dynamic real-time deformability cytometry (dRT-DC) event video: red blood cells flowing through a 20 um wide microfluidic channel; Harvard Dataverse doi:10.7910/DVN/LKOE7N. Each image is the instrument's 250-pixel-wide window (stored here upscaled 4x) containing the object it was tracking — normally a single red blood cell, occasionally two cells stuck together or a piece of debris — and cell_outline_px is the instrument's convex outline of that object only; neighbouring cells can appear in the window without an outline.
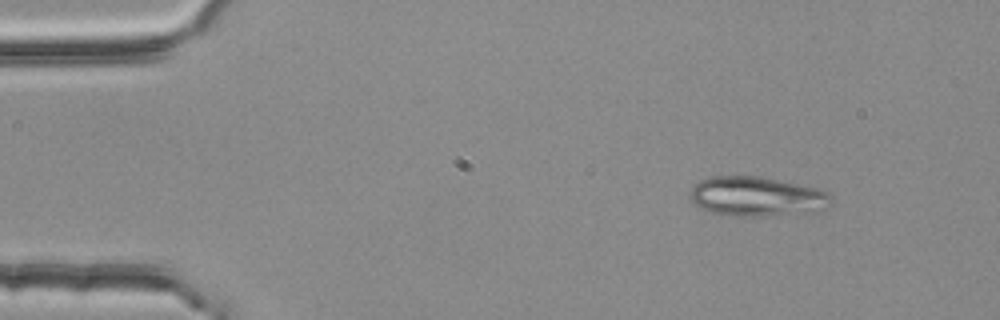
{"species": "common noctule bat (a hibernating species)", "species_latin": "Nyctalus noctula", "temperature_condition": "room temperature", "stored_images_in_passage": 49, "camera_frame_rate_fps": 3000, "um_per_image_px": 0.085, "animal": {"sex": "female", "body_mass_g": 25.1}, "frame": {"image": 1, "passage_image": 1, "time_ms": 0.0, "image_size_px": [1000, 320], "cell_outline_px": [[832, 204], [816, 212], [764, 216], [732, 216], [704, 212], [688, 196], [692, 188], [700, 180], [712, 176], [756, 176], [816, 188], [828, 192], [832, 196]], "centroid_in_image_um": [64.31, 16.72], "position_along_channel_um": 20.7, "area_um2": 32.71}}
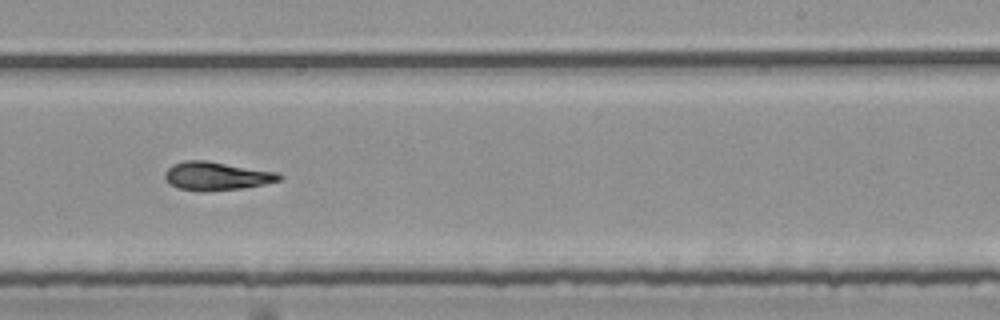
{"frame": {"image": 2, "passage_image": 28, "time_ms": 9.0, "image_size_px": [1000, 320], "cell_outline_px": [[284, 176], [280, 180], [264, 184], [244, 188], [208, 192], [200, 192], [176, 188], [164, 176], [164, 172], [172, 164], [184, 160], [208, 160], [280, 172]], "centroid_in_image_um": [18.44, 14.96], "position_along_channel_um": 270.6, "area_um2": 19.42}}
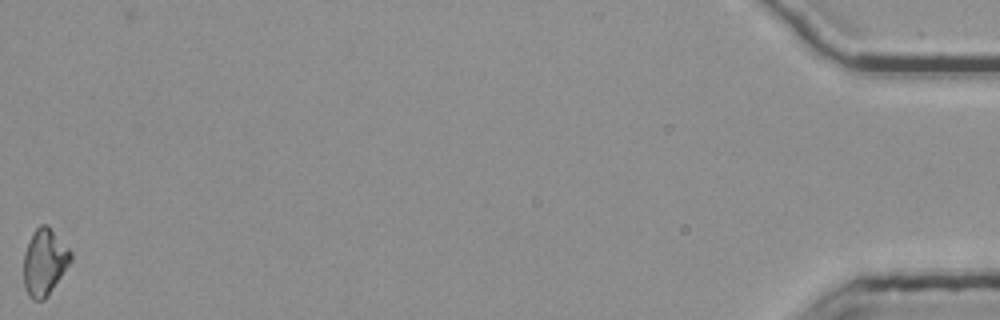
{"frame": {"image": 3, "passage_image": 49, "time_ms": 16.0, "image_size_px": [1000, 320], "cell_outline_px": [[72, 260], [48, 296], [44, 300], [32, 300], [28, 296], [24, 288], [24, 252], [32, 232], [40, 224], [48, 224], [72, 252]], "centroid_in_image_um": [3.78, 22.28], "position_along_channel_um": 431.4, "area_um2": 18.5}, "authors_computed_cell_mechanics": {"area_um2": 18.496, "velocity_mm_per_s": 3.7532, "shape_relaxation_time_tau1_ms": null, "shape_relaxation_time_tau2_ms": 7.6296, "deformation_change_tau1": null, "deformation_change_tau2": 0.1842}}